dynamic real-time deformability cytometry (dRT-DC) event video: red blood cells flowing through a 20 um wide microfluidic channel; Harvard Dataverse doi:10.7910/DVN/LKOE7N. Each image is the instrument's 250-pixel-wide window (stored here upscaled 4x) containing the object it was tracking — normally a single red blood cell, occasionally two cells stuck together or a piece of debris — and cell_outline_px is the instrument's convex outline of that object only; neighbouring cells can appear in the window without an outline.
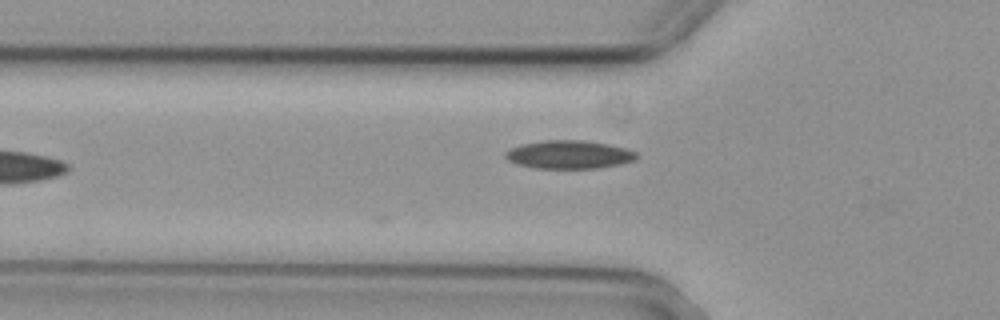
{"species": "common noctule bat (a hibernating species)", "species_latin": "Nyctalus noctula", "temperature_condition": "cold", "stored_images_in_passage": 6, "camera_frame_rate_fps": 3000, "um_per_image_px": 0.085, "animal": {"sex": "female", "body_mass_g": 29.2, "forearm_length_mm": 56.3}, "frame": {"image": 1, "passage_image": 6, "time_ms": 1.667, "image_size_px": [1000, 320], "cell_outline_px": [[636, 156], [632, 160], [620, 164], [596, 168], [536, 168], [516, 164], [508, 160], [504, 156], [504, 152], [520, 144], [544, 140], [584, 140], [608, 144], [624, 148], [636, 152]], "centroid_in_image_um": [48.31, 13.13], "position_along_channel_um": 77.5, "area_um2": 21.44}}